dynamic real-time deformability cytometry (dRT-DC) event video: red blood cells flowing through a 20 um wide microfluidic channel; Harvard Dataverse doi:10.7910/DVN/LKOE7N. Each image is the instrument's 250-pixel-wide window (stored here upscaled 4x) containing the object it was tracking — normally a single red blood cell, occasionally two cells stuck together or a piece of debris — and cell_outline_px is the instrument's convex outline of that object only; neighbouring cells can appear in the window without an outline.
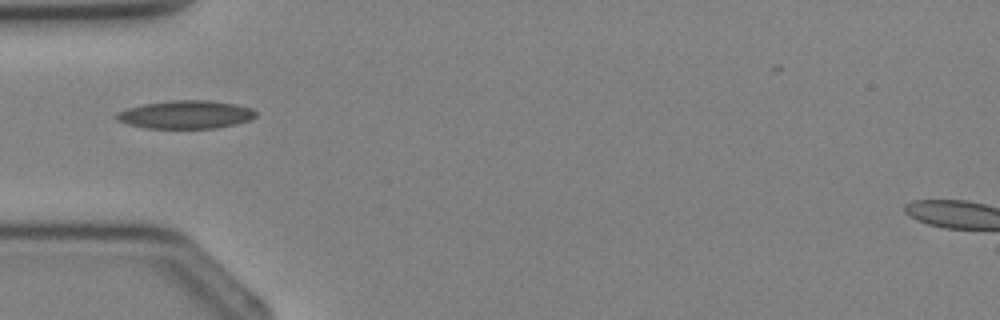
{"species": "Egyptian fruit bat (a non-hibernating species)", "species_latin": "Rousettus aegyptiacus", "temperature_condition": "cold", "stored_images_in_passage": 1, "camera_frame_rate_fps": 3000, "um_per_image_px": 0.085, "animal": {"sex": "female"}, "frame": {"image": 1, "passage_image": 1, "time_ms": 0.0, "image_size_px": [1000, 320], "cell_outline_px": [[256, 116], [252, 120], [236, 124], [216, 128], [144, 128], [128, 124], [116, 120], [116, 112], [128, 108], [144, 104], [172, 100], [208, 100], [236, 104], [252, 108], [256, 112]], "centroid_in_image_um": [15.81, 9.74], "position_along_channel_um": 69.2, "area_um2": 22.95}}